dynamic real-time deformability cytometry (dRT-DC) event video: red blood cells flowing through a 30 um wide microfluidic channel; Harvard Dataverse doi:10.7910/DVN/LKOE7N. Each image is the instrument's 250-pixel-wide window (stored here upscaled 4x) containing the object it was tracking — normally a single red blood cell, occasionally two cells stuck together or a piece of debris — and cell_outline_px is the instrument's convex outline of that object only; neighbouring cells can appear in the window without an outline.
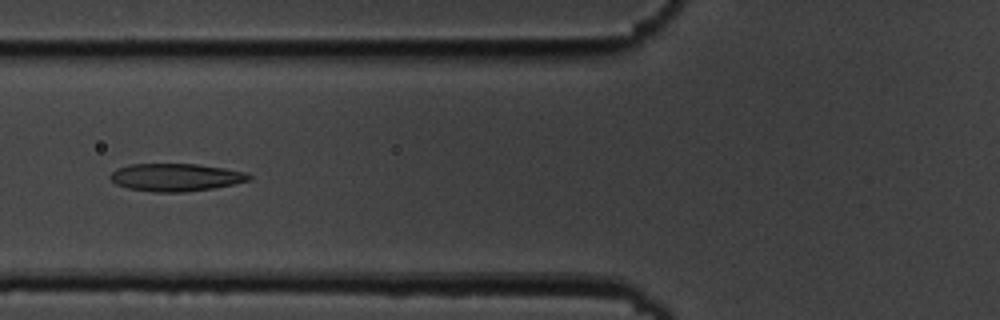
{"species": "common noctule bat (a hibernating species)", "species_latin": "Nyctalus noctula", "temperature_condition": "cold", "stored_images_in_passage": 15, "camera_frame_rate_fps": 3000, "um_per_image_px": 0.085, "animal": {"sex": "male", "body_mass_g": 19.5, "forearm_length_mm": 54.6}, "frame": {"image": 1, "passage_image": 6, "time_ms": 6.667, "image_size_px": [1000, 320], "cell_outline_px": [[252, 180], [212, 188], [184, 192], [152, 192], [128, 188], [116, 184], [108, 176], [116, 168], [128, 164], [196, 164], [224, 168], [248, 172], [252, 176]], "centroid_in_image_um": [14.94, 15.06], "position_along_channel_um": 110.9, "area_um2": 22.48}}
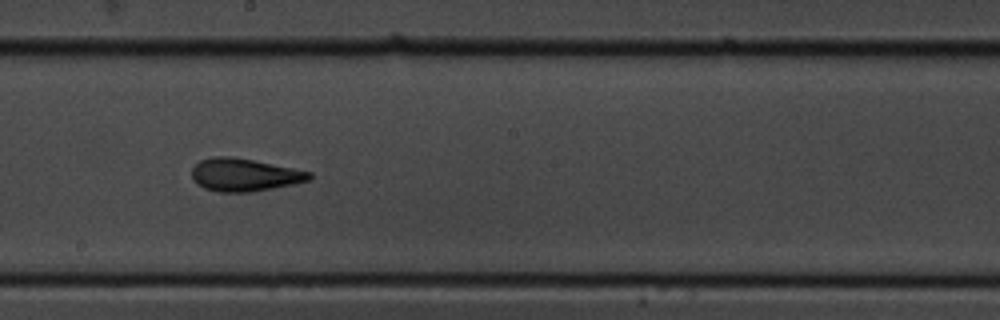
{"frame": {"image": 2, "passage_image": 9, "time_ms": 10.0, "image_size_px": [1000, 320], "cell_outline_px": [[312, 176], [308, 180], [292, 184], [252, 192], [216, 192], [204, 188], [196, 184], [192, 180], [192, 168], [200, 160], [216, 156], [232, 156], [312, 172]], "centroid_in_image_um": [20.72, 14.87], "position_along_channel_um": 227.5, "area_um2": 22.37}}
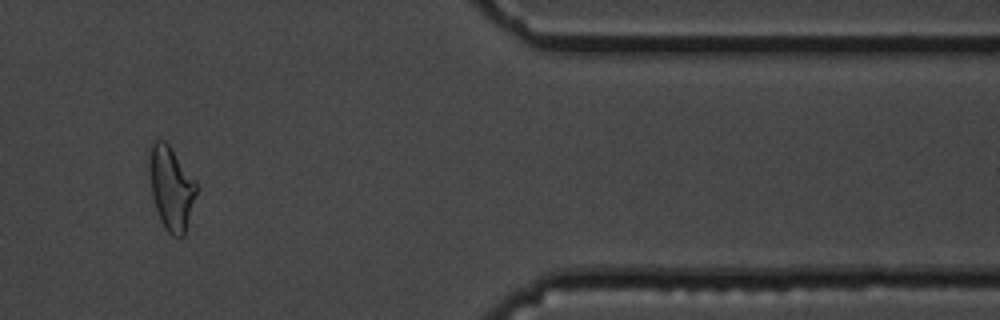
{"frame": {"image": 3, "passage_image": 13, "time_ms": 15.667, "image_size_px": [1000, 320], "cell_outline_px": [[196, 192], [188, 224], [184, 236], [172, 236], [164, 228], [160, 220], [152, 196], [148, 172], [148, 164], [152, 140], [164, 140], [168, 144], [196, 180]], "centroid_in_image_um": [14.53, 15.98], "position_along_channel_um": 396.9, "area_um2": 22.95}, "authors_computed_cell_mechanics": {"area_um2": 22.4842, "velocity_mm_per_s": 3.5066, "shape_relaxation_time_tau1_ms": 5.1584, "shape_relaxation_time_tau2_ms": 1.9572, "deformation_change_tau1": 0.1521, "deformation_change_tau2": 0.094}}